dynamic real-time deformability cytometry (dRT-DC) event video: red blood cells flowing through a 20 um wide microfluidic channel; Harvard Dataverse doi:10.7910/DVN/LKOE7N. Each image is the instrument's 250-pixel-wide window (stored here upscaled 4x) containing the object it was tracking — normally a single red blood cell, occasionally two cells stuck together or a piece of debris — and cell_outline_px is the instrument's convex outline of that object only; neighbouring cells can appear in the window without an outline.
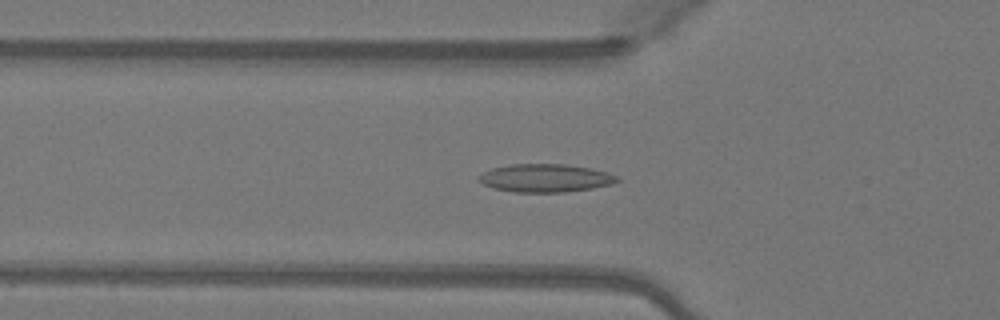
{"species": "Egyptian fruit bat (a non-hibernating species)", "species_latin": "Rousettus aegyptiacus", "temperature_condition": "warm", "stored_images_in_passage": 48, "camera_frame_rate_fps": 3000, "um_per_image_px": 0.085, "animal": {"sex": "female"}, "frame": {"image": 1, "passage_image": 16, "time_ms": 5.0, "image_size_px": [1000, 320], "cell_outline_px": [[620, 180], [612, 184], [592, 188], [564, 192], [512, 192], [492, 188], [484, 184], [476, 176], [492, 168], [512, 164], [564, 164], [588, 168], [604, 172], [616, 176]], "centroid_in_image_um": [46.31, 15.14], "position_along_channel_um": 79.5, "area_um2": 22.43}}
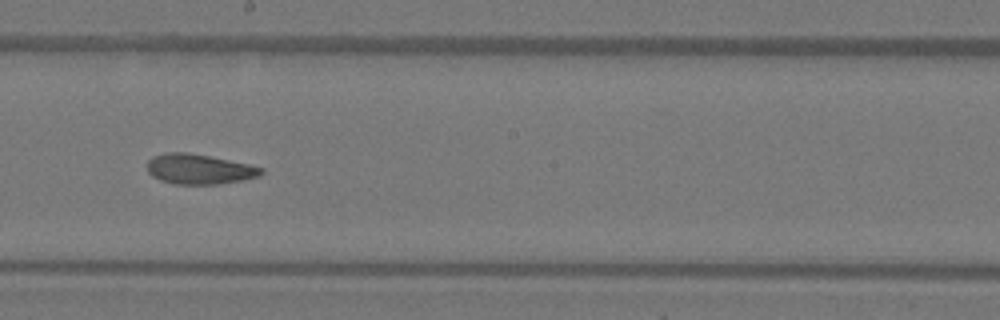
{"frame": {"image": 2, "passage_image": 27, "time_ms": 8.667, "image_size_px": [1000, 320], "cell_outline_px": [[264, 172], [260, 176], [220, 184], [172, 184], [160, 180], [152, 176], [148, 172], [148, 160], [152, 156], [164, 152], [188, 152], [248, 164], [264, 168]], "centroid_in_image_um": [16.9, 14.37], "position_along_channel_um": 231.3, "area_um2": 20.0}}
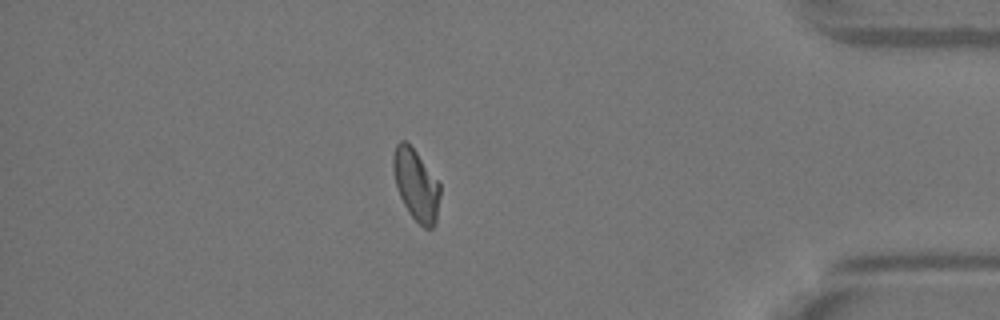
{"frame": {"image": 3, "passage_image": 42, "time_ms": 13.667, "image_size_px": [1000, 320], "cell_outline_px": [[440, 196], [436, 220], [432, 228], [424, 228], [408, 212], [400, 196], [396, 184], [392, 168], [392, 156], [396, 144], [400, 140], [404, 140], [416, 152], [440, 184]], "centroid_in_image_um": [35.35, 15.71], "position_along_channel_um": 399.8, "area_um2": 19.19}, "authors_computed_cell_mechanics": {"area_um2": 20.0855, "velocity_mm_per_s": 4.1158, "shape_relaxation_time_tau1_ms": 9.221, "shape_relaxation_time_tau2_ms": 2.2678, "deformation_change_tau1": 0.2113, "deformation_change_tau2": 0.0765}}